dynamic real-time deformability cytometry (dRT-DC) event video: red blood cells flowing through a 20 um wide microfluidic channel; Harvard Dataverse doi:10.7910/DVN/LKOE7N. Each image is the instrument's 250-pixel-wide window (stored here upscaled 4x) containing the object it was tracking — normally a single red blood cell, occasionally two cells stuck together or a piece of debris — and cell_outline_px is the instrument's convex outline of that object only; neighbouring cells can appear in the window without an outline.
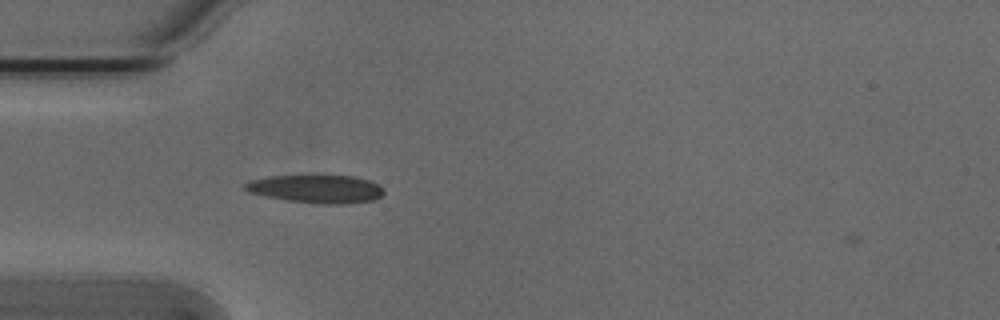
{"species": "Egyptian fruit bat (a non-hibernating species)", "species_latin": "Rousettus aegyptiacus", "temperature_condition": "cold", "stored_images_in_passage": 33, "camera_frame_rate_fps": 3000, "um_per_image_px": 0.085, "animal": {"sex": "male"}, "frame": {"image": 1, "passage_image": 2, "time_ms": 0.333, "image_size_px": [1000, 320], "cell_outline_px": [[384, 192], [380, 196], [372, 200], [344, 204], [316, 204], [288, 200], [248, 192], [244, 188], [244, 184], [252, 180], [268, 176], [308, 172], [352, 176], [368, 180], [380, 184]], "centroid_in_image_um": [26.87, 16.0], "position_along_channel_um": 58.1, "area_um2": 23.7}}
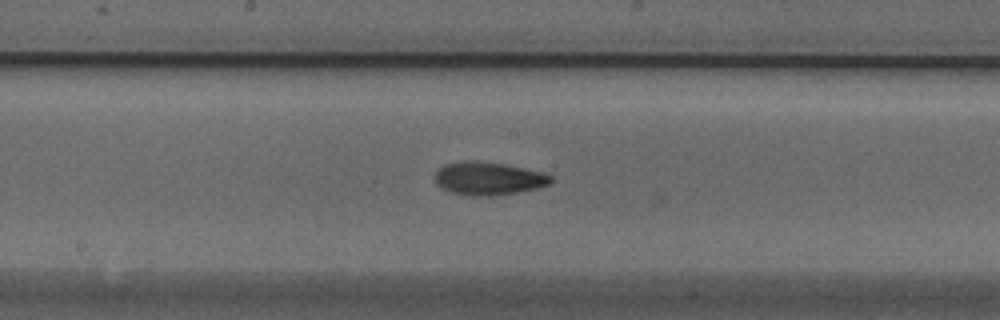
{"frame": {"image": 2, "passage_image": 14, "time_ms": 4.333, "image_size_px": [1000, 320], "cell_outline_px": [[552, 180], [548, 184], [536, 188], [516, 192], [492, 196], [472, 196], [452, 192], [440, 188], [436, 184], [436, 172], [444, 164], [464, 160], [480, 160], [504, 164], [544, 172], [552, 176]], "centroid_in_image_um": [41.49, 15.16], "position_along_channel_um": 206.7, "area_um2": 22.37}}
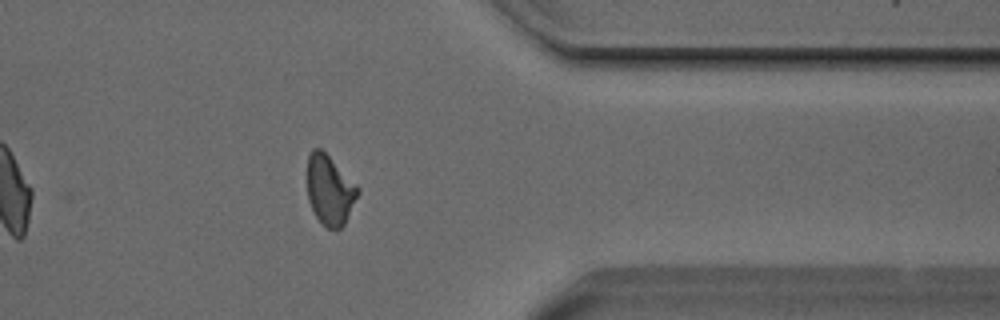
{"frame": {"image": 3, "passage_image": 29, "time_ms": 9.333, "image_size_px": [1000, 320], "cell_outline_px": [[360, 192], [344, 224], [340, 228], [328, 228], [316, 216], [308, 200], [308, 156], [312, 148], [320, 148], [360, 188]], "centroid_in_image_um": [28.03, 16.14], "position_along_channel_um": 383.4, "area_um2": 20.11}, "authors_computed_cell_mechanics": {"area_um2": 21.097, "velocity_mm_per_s": 3.8083, "shape_relaxation_time_tau1_ms": 5.7828, "shape_relaxation_time_tau2_ms": 3.0192, "deformation_change_tau1": 0.1666, "deformation_change_tau2": 0.0987}}